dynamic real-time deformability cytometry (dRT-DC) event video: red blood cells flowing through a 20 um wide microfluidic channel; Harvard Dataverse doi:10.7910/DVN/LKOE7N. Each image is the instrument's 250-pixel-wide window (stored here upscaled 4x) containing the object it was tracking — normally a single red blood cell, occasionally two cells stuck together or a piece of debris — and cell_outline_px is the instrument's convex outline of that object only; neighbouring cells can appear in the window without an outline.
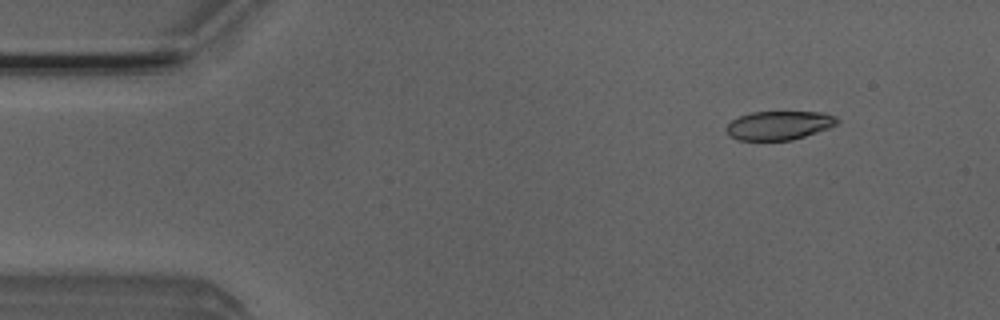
{"species": "Egyptian fruit bat (a non-hibernating species)", "species_latin": "Rousettus aegyptiacus", "temperature_condition": "room temperature", "stored_images_in_passage": 52, "camera_frame_rate_fps": 3000, "um_per_image_px": 0.085, "animal": {"sex": "male"}, "frame": {"image": 1, "passage_image": 6, "time_ms": 1.667, "image_size_px": [1000, 320], "cell_outline_px": [[840, 124], [792, 140], [740, 140], [732, 136], [724, 128], [732, 120], [740, 116], [752, 112], [824, 112], [836, 116], [840, 120]], "centroid_in_image_um": [66.27, 10.64], "position_along_channel_um": 18.7, "area_um2": 18.55}}
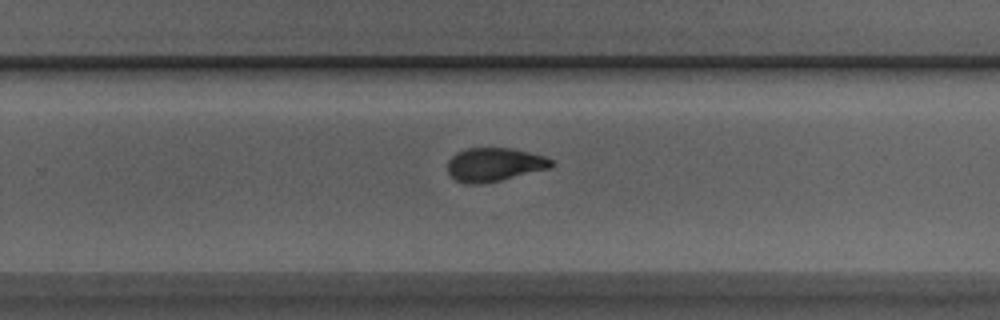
{"frame": {"image": 2, "passage_image": 33, "time_ms": 10.667, "image_size_px": [1000, 320], "cell_outline_px": [[556, 164], [552, 168], [500, 180], [480, 184], [464, 184], [456, 180], [448, 172], [448, 160], [456, 152], [464, 148], [512, 148], [544, 156], [552, 160]], "centroid_in_image_um": [42.03, 13.99], "position_along_channel_um": 287.8, "area_um2": 20.46}}
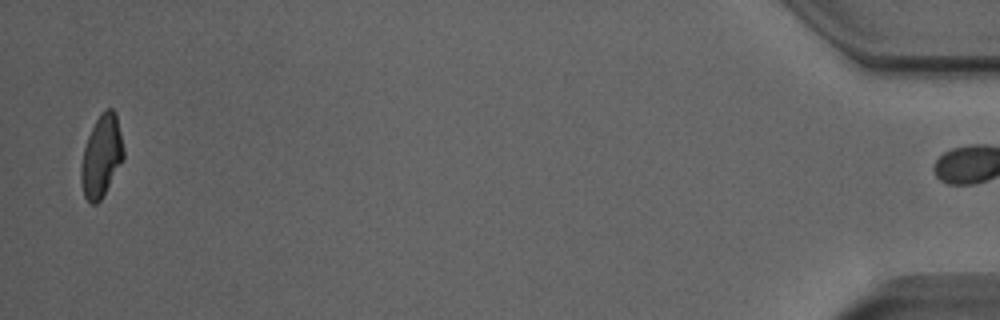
{"frame": {"image": 3, "passage_image": 51, "time_ms": 16.667, "image_size_px": [1000, 320], "cell_outline_px": [[124, 160], [100, 200], [96, 204], [92, 204], [84, 196], [80, 180], [80, 168], [84, 148], [88, 136], [96, 120], [104, 108], [112, 108], [116, 112], [124, 148]], "centroid_in_image_um": [8.63, 13.25], "position_along_channel_um": 426.6, "area_um2": 20.35}, "authors_computed_cell_mechanics": {"area_um2": 20.5768, "velocity_mm_per_s": 3.9331, "shape_relaxation_time_tau1_ms": 5.7284, "shape_relaxation_time_tau2_ms": 2.1342, "deformation_change_tau1": 0.1688, "deformation_change_tau2": 0.0819}}